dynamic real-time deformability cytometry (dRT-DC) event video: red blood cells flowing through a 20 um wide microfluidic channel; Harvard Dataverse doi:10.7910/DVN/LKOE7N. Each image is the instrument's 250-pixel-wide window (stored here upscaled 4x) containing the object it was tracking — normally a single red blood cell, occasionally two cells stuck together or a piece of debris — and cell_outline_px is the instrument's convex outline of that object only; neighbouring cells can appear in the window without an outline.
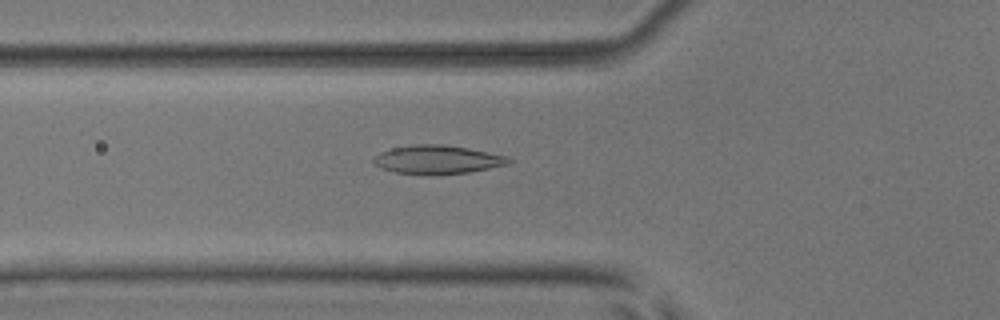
{"species": "common noctule bat (a hibernating species)", "species_latin": "Nyctalus noctula", "temperature_condition": "room temperature", "stored_images_in_passage": 27, "camera_frame_rate_fps": 3000, "um_per_image_px": 0.085, "animal": {"sex": "male", "body_mass_g": 17.9, "forearm_length_mm": 54.2}, "frame": {"image": 1, "passage_image": 3, "time_ms": 0.667, "image_size_px": [1000, 320], "cell_outline_px": [[512, 160], [508, 164], [468, 172], [396, 172], [380, 168], [372, 160], [380, 152], [392, 148], [416, 144], [440, 144], [468, 148], [488, 152], [504, 156]], "centroid_in_image_um": [37.16, 13.52], "position_along_channel_um": 88.6, "area_um2": 21.39}}
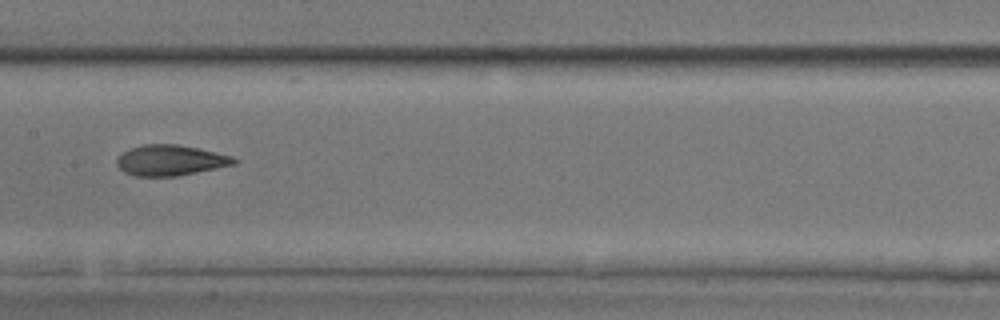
{"frame": {"image": 2, "passage_image": 11, "time_ms": 3.333, "image_size_px": [1000, 320], "cell_outline_px": [[240, 160], [236, 164], [176, 176], [136, 176], [124, 172], [116, 164], [116, 160], [124, 152], [132, 148], [144, 144], [176, 144], [200, 148], [232, 156]], "centroid_in_image_um": [14.52, 13.62], "position_along_channel_um": 192.9, "area_um2": 20.81}}
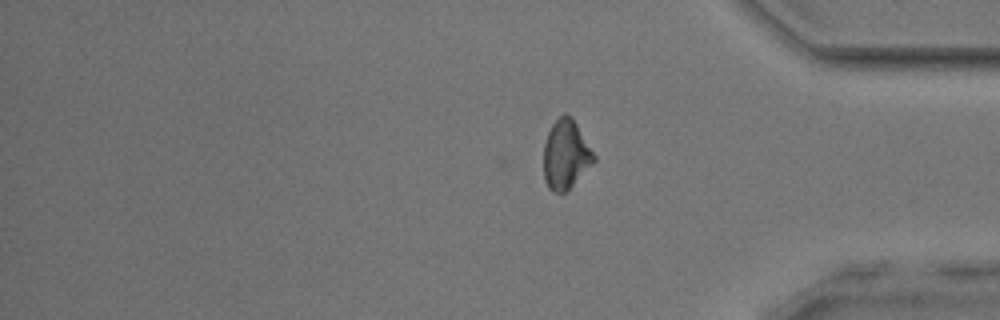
{"frame": {"image": 3, "passage_image": 27, "time_ms": 8.667, "image_size_px": [1000, 320], "cell_outline_px": [[596, 160], [564, 192], [552, 192], [548, 188], [544, 180], [544, 144], [548, 132], [552, 124], [564, 112], [572, 116], [596, 156]], "centroid_in_image_um": [48.08, 13.11], "position_along_channel_um": 387.1, "area_um2": 20.06}, "authors_computed_cell_mechanics": {"area_um2": 20.4612, "velocity_mm_per_s": 3.9037, "shape_relaxation_time_tau1_ms": 5.1046, "shape_relaxation_time_tau2_ms": 2.2348, "deformation_change_tau1": 0.1586, "deformation_change_tau2": 0.0784}}